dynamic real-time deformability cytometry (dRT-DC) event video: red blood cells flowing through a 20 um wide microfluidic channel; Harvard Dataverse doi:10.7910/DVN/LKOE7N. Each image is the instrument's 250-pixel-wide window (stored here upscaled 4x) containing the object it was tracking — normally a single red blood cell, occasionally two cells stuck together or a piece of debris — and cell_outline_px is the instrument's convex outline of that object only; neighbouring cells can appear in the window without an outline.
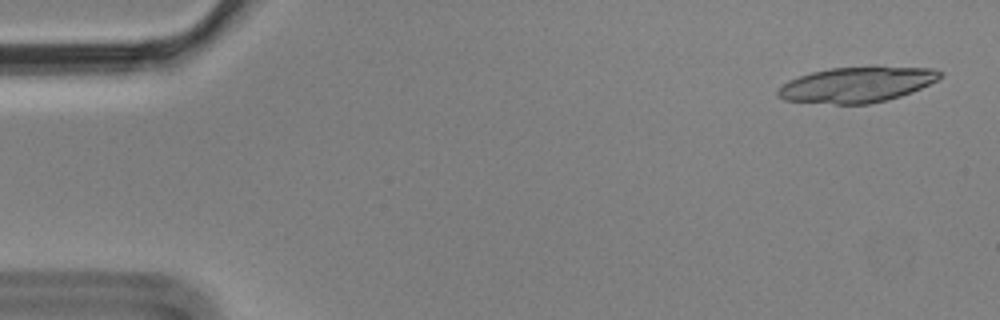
{"species": "Egyptian fruit bat (a non-hibernating species)", "species_latin": "Rousettus aegyptiacus", "temperature_condition": "cold", "stored_images_in_passage": 6, "camera_frame_rate_fps": 3000, "um_per_image_px": 0.085, "animal": {"sex": "male"}, "frame": {"image": 1, "passage_image": 1, "time_ms": 0.0, "image_size_px": [1000, 320], "cell_outline_px": [[944, 72], [936, 80], [912, 92], [888, 100], [868, 104], [836, 104], [784, 100], [776, 96], [776, 92], [788, 80], [812, 72], [832, 68], [876, 64], [932, 68]], "centroid_in_image_um": [72.88, 7.15], "position_along_channel_um": 12.1, "area_um2": 34.22}}